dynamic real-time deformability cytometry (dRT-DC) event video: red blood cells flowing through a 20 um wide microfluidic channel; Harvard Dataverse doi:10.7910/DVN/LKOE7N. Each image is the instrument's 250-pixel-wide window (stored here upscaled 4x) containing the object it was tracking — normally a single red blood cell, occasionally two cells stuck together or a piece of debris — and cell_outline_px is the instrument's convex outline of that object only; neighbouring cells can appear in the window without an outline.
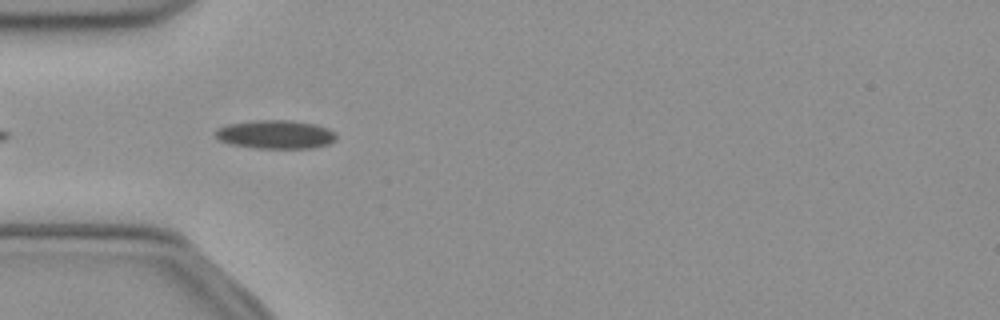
{"species": "common noctule bat (a hibernating species)", "species_latin": "Nyctalus noctula", "temperature_condition": "cold", "stored_images_in_passage": 12, "camera_frame_rate_fps": 3000, "um_per_image_px": 0.085, "animal": {"sex": "female", "body_mass_g": 21.9}, "frame": {"image": 1, "passage_image": 3, "time_ms": 0.667, "image_size_px": [1000, 320], "cell_outline_px": [[336, 140], [328, 144], [312, 148], [256, 148], [228, 144], [220, 140], [216, 136], [216, 128], [228, 124], [252, 120], [292, 120], [316, 124], [328, 128], [336, 132]], "centroid_in_image_um": [23.44, 11.42], "position_along_channel_um": 61.6, "area_um2": 20.35}}